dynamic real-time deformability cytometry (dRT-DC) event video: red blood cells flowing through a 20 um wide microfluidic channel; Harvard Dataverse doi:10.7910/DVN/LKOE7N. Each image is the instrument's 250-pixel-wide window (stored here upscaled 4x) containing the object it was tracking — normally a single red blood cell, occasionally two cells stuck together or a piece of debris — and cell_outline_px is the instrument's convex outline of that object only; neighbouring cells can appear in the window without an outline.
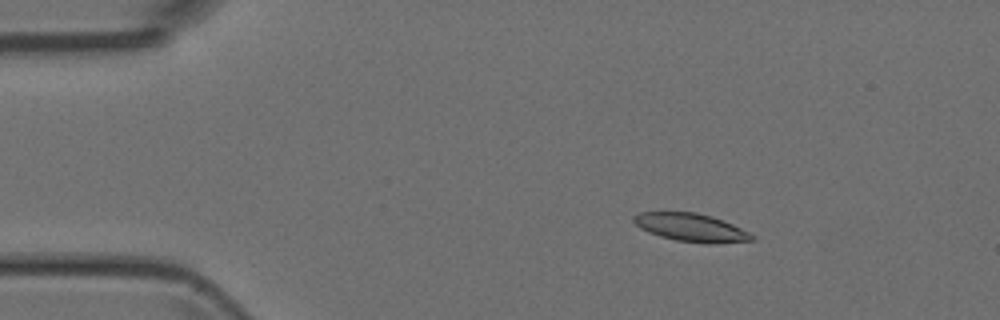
{"species": "Egyptian fruit bat (a non-hibernating species)", "species_latin": "Rousettus aegyptiacus", "temperature_condition": "room temperature", "stored_images_in_passage": 5, "camera_frame_rate_fps": 3000, "um_per_image_px": 0.085, "animal": {"sex": "female"}, "frame": {"image": 1, "passage_image": 2, "time_ms": 1.333, "image_size_px": [1000, 320], "cell_outline_px": [[756, 240], [716, 244], [704, 244], [676, 240], [660, 236], [648, 232], [640, 228], [632, 220], [632, 216], [640, 212], [696, 212], [712, 216], [732, 224], [756, 236]], "centroid_in_image_um": [58.76, 19.35], "position_along_channel_um": 26.2, "area_um2": 19.54}}
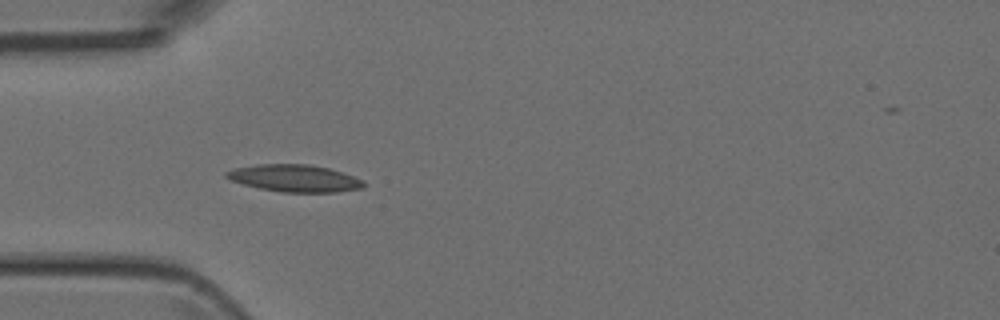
{"frame": {"image": 2, "passage_image": 4, "time_ms": 3.667, "image_size_px": [1000, 320], "cell_outline_px": [[364, 188], [336, 192], [280, 192], [260, 188], [244, 184], [232, 180], [224, 176], [224, 172], [232, 168], [256, 164], [308, 164], [328, 168], [364, 180]], "centroid_in_image_um": [25.01, 15.15], "position_along_channel_um": 60.0, "area_um2": 21.68}}
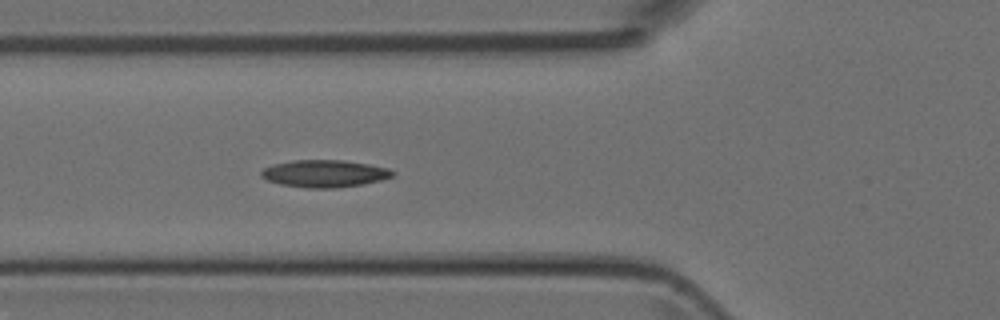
{"frame": {"image": 3, "passage_image": 5, "time_ms": 4.667, "image_size_px": [1000, 320], "cell_outline_px": [[396, 172], [392, 176], [380, 180], [364, 184], [336, 188], [304, 188], [280, 184], [268, 180], [260, 176], [260, 172], [264, 168], [272, 164], [292, 160], [344, 160], [368, 164], [388, 168]], "centroid_in_image_um": [27.56, 14.75], "position_along_channel_um": 98.2, "area_um2": 20.98}}